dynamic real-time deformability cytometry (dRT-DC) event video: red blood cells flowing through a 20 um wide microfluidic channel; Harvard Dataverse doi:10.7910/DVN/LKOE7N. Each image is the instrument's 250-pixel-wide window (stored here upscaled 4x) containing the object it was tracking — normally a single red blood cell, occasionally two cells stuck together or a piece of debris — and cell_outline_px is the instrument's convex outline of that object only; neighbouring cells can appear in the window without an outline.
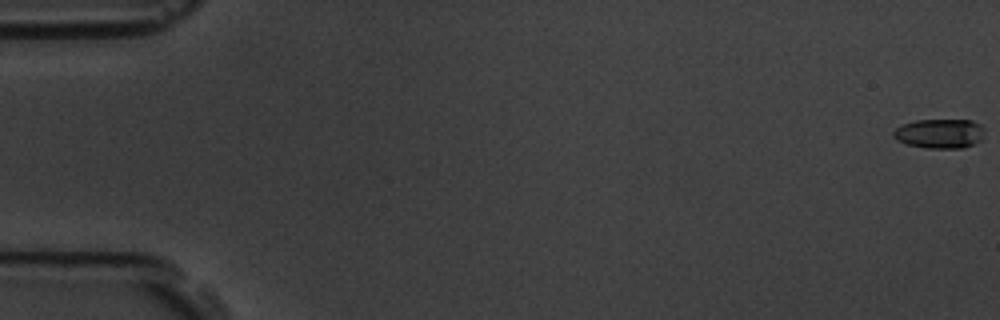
{"species": "common noctule bat (a hibernating species)", "species_latin": "Nyctalus noctula", "temperature_condition": "room temperature", "stored_images_in_passage": 6, "camera_frame_rate_fps": 3000, "um_per_image_px": 0.085, "animal": {"sex": "male", "body_mass_g": 19.5, "forearm_length_mm": 54.6}, "frame": {"image": 1, "passage_image": 1, "time_ms": 0.0, "image_size_px": [1000, 320], "cell_outline_px": [[984, 128], [980, 140], [964, 148], [928, 148], [908, 144], [896, 140], [892, 136], [892, 132], [896, 128], [904, 124], [916, 120], [972, 120], [980, 124]], "centroid_in_image_um": [79.85, 11.35], "position_along_channel_um": 5.1, "area_um2": 15.55}}
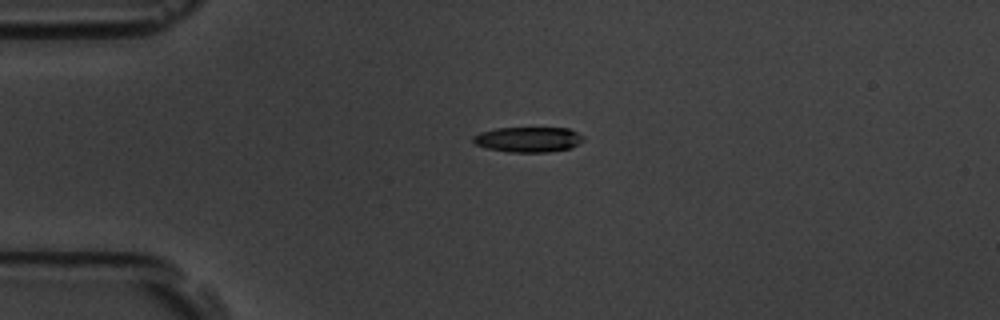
{"frame": {"image": 2, "passage_image": 5, "time_ms": 1.333, "image_size_px": [1000, 320], "cell_outline_px": [[584, 140], [572, 148], [548, 152], [508, 152], [488, 148], [476, 144], [472, 140], [472, 136], [480, 132], [496, 128], [568, 128], [584, 136]], "centroid_in_image_um": [44.91, 11.85], "position_along_channel_um": 40.1, "area_um2": 16.24}}